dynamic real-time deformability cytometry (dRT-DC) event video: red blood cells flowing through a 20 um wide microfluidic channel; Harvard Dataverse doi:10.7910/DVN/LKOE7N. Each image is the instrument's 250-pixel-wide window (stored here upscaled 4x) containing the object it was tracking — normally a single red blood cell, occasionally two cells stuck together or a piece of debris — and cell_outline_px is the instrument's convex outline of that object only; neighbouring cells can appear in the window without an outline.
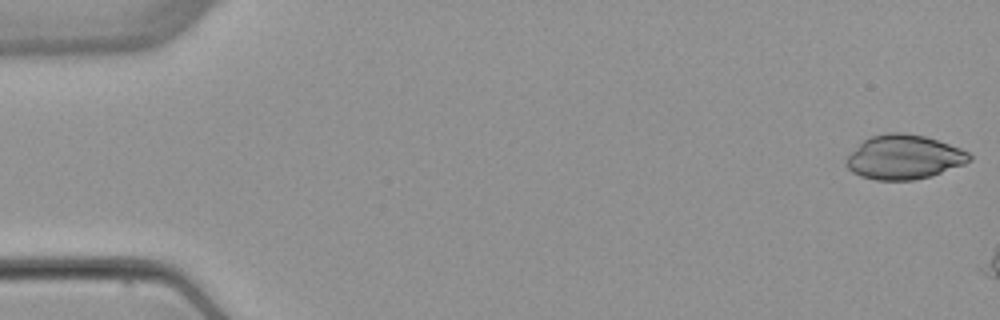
{"species": "common noctule bat (a hibernating species)", "species_latin": "Nyctalus noctula", "temperature_condition": "warm", "stored_images_in_passage": 8, "segment_of_instrument_passage": [1, 2], "camera_frame_rate_fps": 3000, "um_per_image_px": 0.085, "animal": {"sex": "female", "body_mass_g": 22.7, "forearm_length_mm": 54.2}, "frame": {"image": 1, "passage_image": 1, "time_ms": 0.0, "image_size_px": [1000, 320], "cell_outline_px": [[972, 160], [964, 164], [932, 176], [916, 180], [876, 180], [860, 176], [852, 172], [844, 164], [844, 160], [864, 140], [872, 136], [888, 132], [904, 132], [924, 136], [960, 148], [968, 152], [972, 156]], "centroid_in_image_um": [76.84, 13.36], "position_along_channel_um": 8.2, "area_um2": 31.79}}